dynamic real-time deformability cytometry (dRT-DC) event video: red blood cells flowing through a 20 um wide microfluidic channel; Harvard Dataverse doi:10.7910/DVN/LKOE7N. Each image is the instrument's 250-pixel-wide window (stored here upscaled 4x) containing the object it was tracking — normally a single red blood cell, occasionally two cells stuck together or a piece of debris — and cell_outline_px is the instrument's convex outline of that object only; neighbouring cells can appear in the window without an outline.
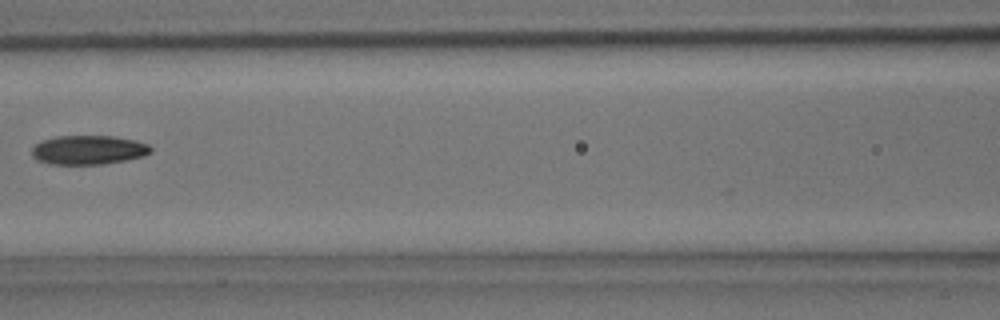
{"species": "common noctule bat (a hibernating species)", "species_latin": "Nyctalus noctula", "temperature_condition": "room temperature", "stored_images_in_passage": 4, "camera_frame_rate_fps": 3000, "um_per_image_px": 0.085, "animal": {"sex": "male", "body_mass_g": 15.6}, "frame": {"image": 1, "passage_image": 4, "time_ms": 1.0, "image_size_px": [1000, 320], "cell_outline_px": [[152, 152], [144, 156], [104, 164], [48, 164], [36, 160], [32, 156], [32, 148], [40, 140], [56, 136], [112, 136], [136, 140], [148, 144], [152, 148]], "centroid_in_image_um": [7.5, 12.74], "position_along_channel_um": 159.1, "area_um2": 20.35}}